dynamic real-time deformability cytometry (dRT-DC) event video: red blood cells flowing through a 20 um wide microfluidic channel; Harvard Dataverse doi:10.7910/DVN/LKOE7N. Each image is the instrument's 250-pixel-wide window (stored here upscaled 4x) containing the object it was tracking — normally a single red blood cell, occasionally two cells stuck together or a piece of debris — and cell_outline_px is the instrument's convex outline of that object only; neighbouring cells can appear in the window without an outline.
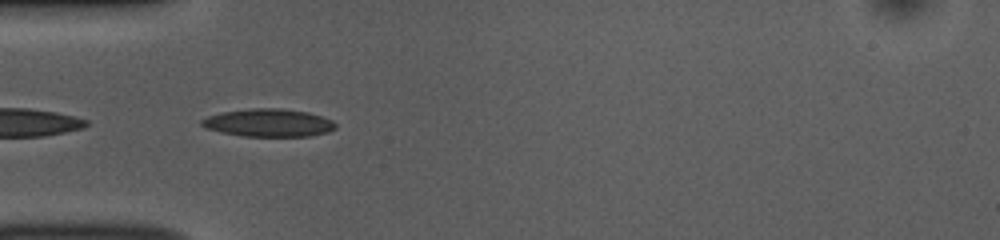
{"species": "common noctule bat (a hibernating species)", "species_latin": "Nyctalus noctula", "temperature_condition": "room temperature", "stored_images_in_passage": 6, "camera_frame_rate_fps": 3000, "um_per_image_px": 0.085, "animal": {"sex": "female", "body_mass_g": 10.0, "forearm_length_mm": 53.1}, "frame": {"image": 1, "passage_image": 1, "time_ms": 0.0, "image_size_px": [1000, 240], "cell_outline_px": [[336, 128], [328, 132], [312, 136], [244, 136], [220, 132], [208, 128], [200, 124], [200, 120], [208, 116], [224, 112], [252, 108], [280, 108], [308, 112], [332, 120], [336, 124]], "centroid_in_image_um": [22.85, 10.44], "position_along_channel_um": 62.1, "area_um2": 21.62}}